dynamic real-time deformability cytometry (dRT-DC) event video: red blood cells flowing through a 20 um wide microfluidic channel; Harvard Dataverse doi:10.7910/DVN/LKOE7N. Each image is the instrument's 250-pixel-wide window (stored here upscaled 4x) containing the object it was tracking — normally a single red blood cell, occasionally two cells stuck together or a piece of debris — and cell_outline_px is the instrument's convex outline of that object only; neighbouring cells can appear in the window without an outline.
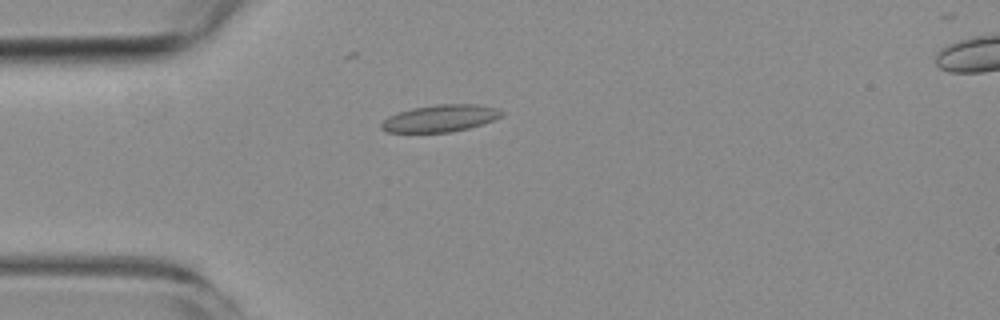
{"species": "common noctule bat (a hibernating species)", "species_latin": "Nyctalus noctula", "temperature_condition": "room temperature", "stored_images_in_passage": 4, "camera_frame_rate_fps": 3000, "um_per_image_px": 0.085, "animal": {"sex": "female", "body_mass_g": 19.3, "forearm_length_mm": 54.1}, "frame": {"image": 1, "passage_image": 3, "time_ms": 2.333, "image_size_px": [1000, 320], "cell_outline_px": [[504, 112], [500, 116], [492, 120], [468, 128], [448, 132], [388, 132], [380, 128], [380, 124], [388, 116], [412, 108], [436, 104], [476, 104], [496, 108]], "centroid_in_image_um": [37.38, 10.05], "position_along_channel_um": 47.6, "area_um2": 18.67}}